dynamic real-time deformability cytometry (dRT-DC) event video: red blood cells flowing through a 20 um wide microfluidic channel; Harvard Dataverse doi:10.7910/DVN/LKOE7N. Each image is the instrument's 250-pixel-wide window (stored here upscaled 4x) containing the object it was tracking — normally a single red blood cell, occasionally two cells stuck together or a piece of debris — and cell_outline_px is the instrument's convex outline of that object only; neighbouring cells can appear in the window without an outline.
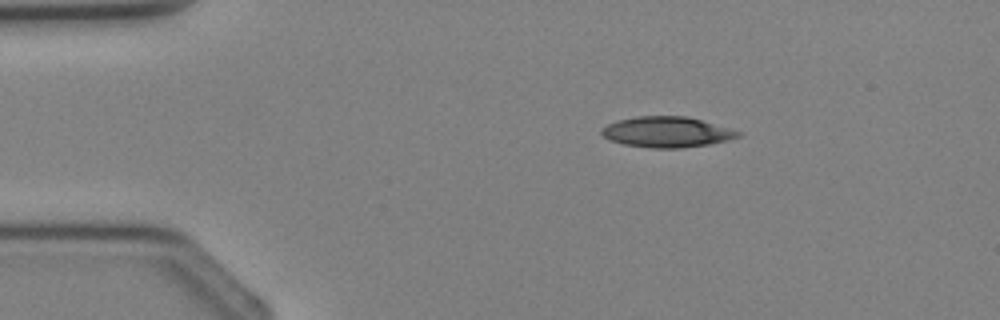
{"species": "Egyptian fruit bat (a non-hibernating species)", "species_latin": "Rousettus aegyptiacus", "temperature_condition": "cold", "stored_images_in_passage": 2, "camera_frame_rate_fps": 3000, "um_per_image_px": 0.085, "animal": {"sex": "female"}, "frame": {"image": 1, "passage_image": 1, "time_ms": 0.0, "image_size_px": [1000, 320], "cell_outline_px": [[740, 136], [728, 140], [708, 144], [684, 148], [652, 148], [624, 144], [608, 140], [600, 132], [600, 128], [616, 120], [636, 116], [688, 116], [740, 132]], "centroid_in_image_um": [56.61, 11.22], "position_along_channel_um": 28.4, "area_um2": 24.28}}